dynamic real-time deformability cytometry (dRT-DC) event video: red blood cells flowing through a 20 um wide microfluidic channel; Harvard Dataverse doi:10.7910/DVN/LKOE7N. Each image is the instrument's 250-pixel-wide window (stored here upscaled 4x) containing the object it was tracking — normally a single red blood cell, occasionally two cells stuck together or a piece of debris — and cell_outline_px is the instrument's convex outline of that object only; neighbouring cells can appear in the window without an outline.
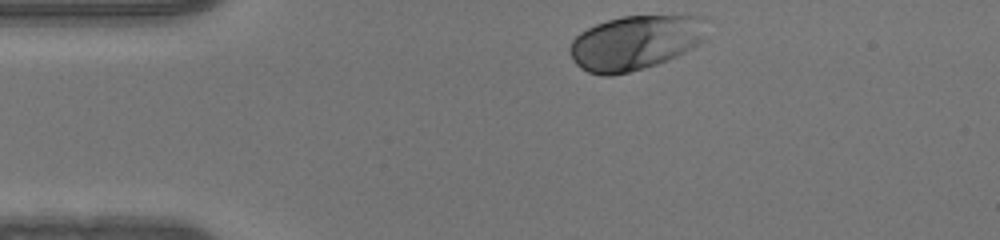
{"species": "human", "species_latin": "Homo sapiens", "temperature_condition": "warm", "stored_images_in_passage": 32, "camera_frame_rate_fps": 3000, "um_per_image_px": 0.085, "donor": {"sex": "male"}, "frame": {"image": 1, "passage_image": 1, "time_ms": 0.0, "image_size_px": [1000, 240], "cell_outline_px": [[708, 40], [668, 60], [644, 68], [612, 76], [604, 76], [588, 72], [580, 68], [572, 60], [568, 48], [572, 40], [580, 32], [596, 24], [608, 20], [624, 16], [704, 16], [708, 20]], "centroid_in_image_um": [54.04, 3.62], "position_along_channel_um": 31.0, "area_um2": 44.1}}
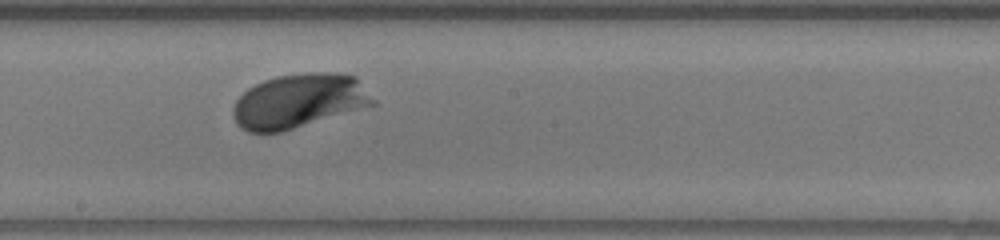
{"frame": {"image": 2, "passage_image": 19, "time_ms": 6.0, "image_size_px": [1000, 240], "cell_outline_px": [[376, 104], [280, 132], [248, 132], [240, 128], [236, 124], [232, 112], [232, 108], [236, 100], [248, 88], [264, 80], [276, 76], [308, 72], [336, 72], [356, 76], [376, 100]], "centroid_in_image_um": [25.41, 8.57], "position_along_channel_um": 222.8, "area_um2": 44.22}}
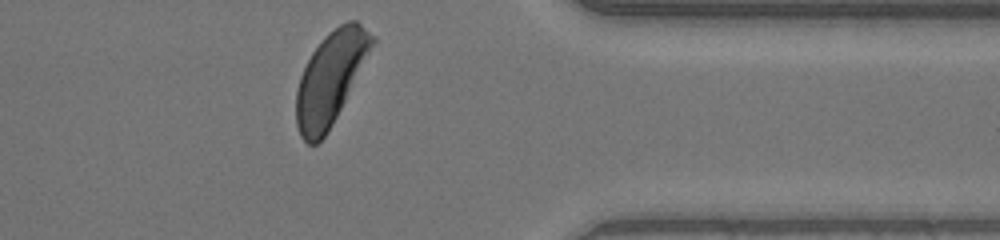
{"frame": {"image": 3, "passage_image": 32, "time_ms": 10.333, "image_size_px": [1000, 240], "cell_outline_px": [[376, 40], [332, 124], [324, 136], [316, 144], [308, 144], [300, 136], [296, 124], [296, 92], [300, 76], [312, 52], [324, 36], [328, 32], [340, 24], [348, 20], [356, 20], [376, 36]], "centroid_in_image_um": [28.08, 6.62], "position_along_channel_um": 383.3, "area_um2": 40.17}}